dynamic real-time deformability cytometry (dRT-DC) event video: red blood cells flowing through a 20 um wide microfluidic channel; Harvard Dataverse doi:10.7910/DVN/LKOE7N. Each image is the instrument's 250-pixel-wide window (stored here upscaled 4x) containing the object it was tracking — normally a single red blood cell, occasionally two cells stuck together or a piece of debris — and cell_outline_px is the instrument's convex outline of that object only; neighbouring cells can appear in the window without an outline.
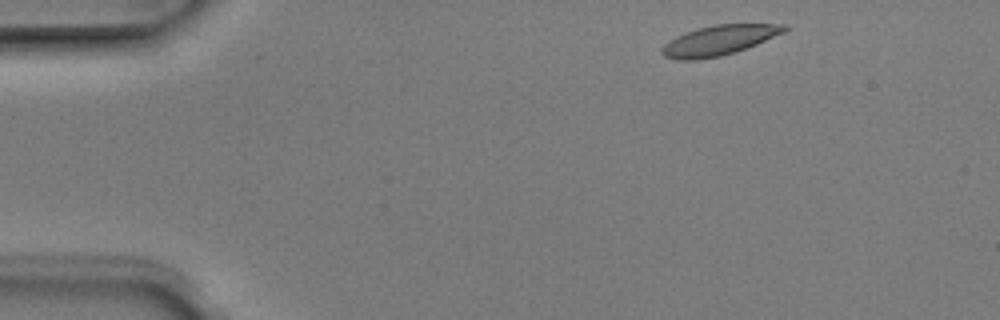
{"species": "Egyptian fruit bat (a non-hibernating species)", "species_latin": "Rousettus aegyptiacus", "temperature_condition": "room temperature", "stored_images_in_passage": 3, "camera_frame_rate_fps": 3000, "um_per_image_px": 0.085, "animal": {"sex": "male"}, "frame": {"image": 1, "passage_image": 1, "time_ms": 0.0, "image_size_px": [1000, 320], "cell_outline_px": [[788, 28], [784, 32], [756, 44], [736, 52], [720, 56], [696, 60], [676, 60], [664, 56], [660, 52], [660, 48], [664, 44], [676, 36], [700, 28], [716, 24], [788, 24]], "centroid_in_image_um": [61.1, 3.44], "position_along_channel_um": 23.9, "area_um2": 21.21}}